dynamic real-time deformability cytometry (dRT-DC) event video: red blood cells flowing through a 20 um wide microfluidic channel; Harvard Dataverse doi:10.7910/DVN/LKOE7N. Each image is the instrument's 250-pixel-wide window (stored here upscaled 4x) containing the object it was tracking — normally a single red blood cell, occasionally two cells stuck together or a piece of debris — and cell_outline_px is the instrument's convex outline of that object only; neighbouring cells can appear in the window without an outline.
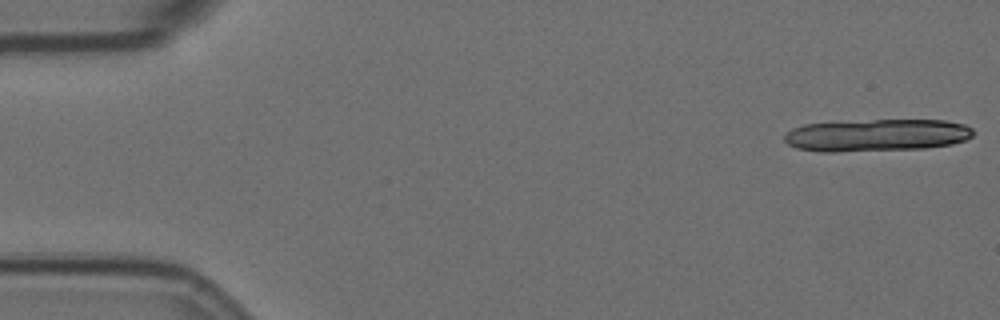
{"species": "Egyptian fruit bat (a non-hibernating species)", "species_latin": "Rousettus aegyptiacus", "temperature_condition": "room temperature", "stored_images_in_passage": 20, "camera_frame_rate_fps": 3000, "um_per_image_px": 0.085, "animal": {"sex": "female"}, "frame": {"image": 1, "passage_image": 1, "time_ms": 0.0, "image_size_px": [1000, 320], "cell_outline_px": [[972, 136], [964, 140], [952, 144], [924, 148], [836, 152], [820, 152], [796, 148], [788, 144], [784, 140], [784, 136], [792, 128], [804, 124], [872, 120], [944, 120], [964, 124], [972, 128]], "centroid_in_image_um": [74.5, 11.5], "position_along_channel_um": 10.5, "area_um2": 35.49}}
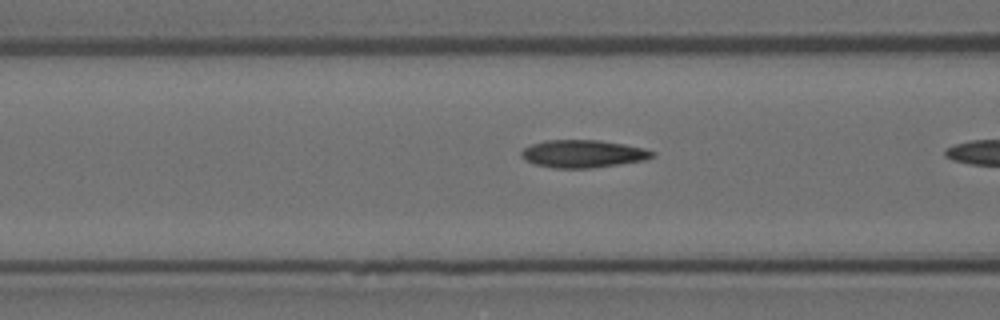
{"frame": {"image": 2, "passage_image": 19, "time_ms": 6.0, "image_size_px": [1000, 320], "cell_outline_px": [[656, 152], [652, 156], [644, 160], [620, 164], [592, 168], [552, 168], [536, 164], [524, 160], [520, 156], [520, 152], [524, 148], [532, 144], [544, 140], [600, 140], [624, 144], [644, 148]], "centroid_in_image_um": [49.53, 13.07], "position_along_channel_um": 117.1, "area_um2": 21.15}}